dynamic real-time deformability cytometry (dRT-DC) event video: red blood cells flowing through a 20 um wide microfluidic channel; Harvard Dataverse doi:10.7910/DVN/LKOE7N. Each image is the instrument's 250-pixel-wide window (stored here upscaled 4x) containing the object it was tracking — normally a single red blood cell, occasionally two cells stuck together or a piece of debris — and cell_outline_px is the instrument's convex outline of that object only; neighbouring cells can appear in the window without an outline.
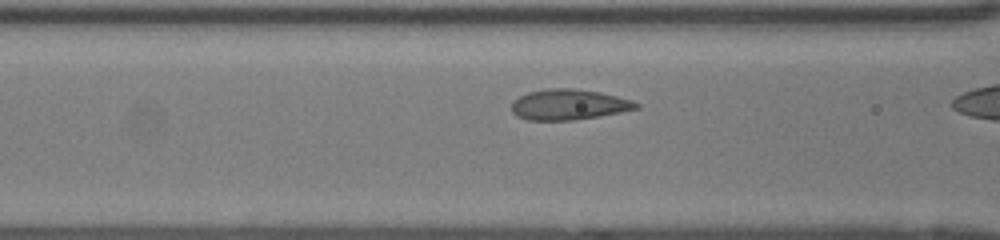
{"species": "human", "species_latin": "Homo sapiens", "temperature_condition": "room temperature", "stored_images_in_passage": 27, "camera_frame_rate_fps": 3000, "um_per_image_px": 0.085, "donor": {"sex": "female"}, "frame": {"image": 1, "passage_image": 7, "time_ms": 2.0, "image_size_px": [1000, 240], "cell_outline_px": [[640, 108], [600, 116], [572, 120], [528, 120], [516, 116], [512, 112], [512, 100], [528, 92], [548, 88], [572, 88], [600, 92], [632, 100], [640, 104]], "centroid_in_image_um": [48.34, 8.89], "position_along_channel_um": 118.3, "area_um2": 22.25}}
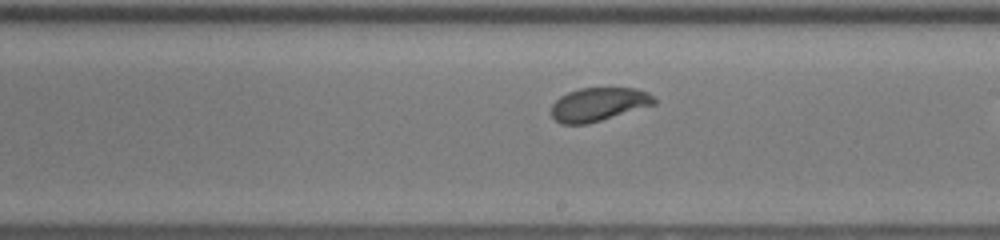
{"frame": {"image": 2, "passage_image": 16, "time_ms": 5.0, "image_size_px": [1000, 240], "cell_outline_px": [[656, 104], [588, 124], [560, 124], [552, 116], [552, 104], [560, 96], [568, 92], [580, 88], [636, 88], [648, 92], [656, 100]], "centroid_in_image_um": [50.88, 8.87], "position_along_channel_um": 238.1, "area_um2": 20.06}}
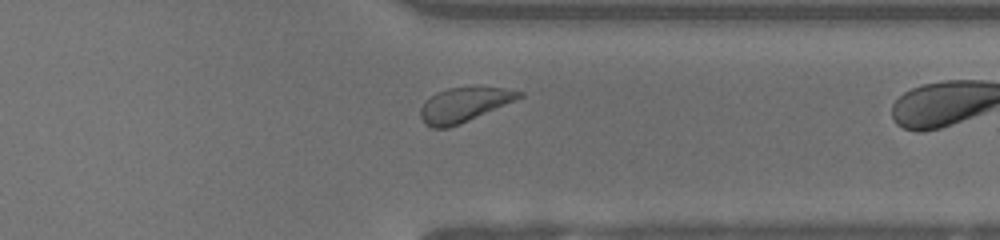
{"frame": {"image": 3, "passage_image": 26, "time_ms": 8.333, "image_size_px": [1000, 240], "cell_outline_px": [[524, 96], [460, 124], [448, 128], [432, 128], [424, 124], [420, 116], [420, 108], [424, 100], [436, 92], [448, 88], [504, 88], [524, 92]], "centroid_in_image_um": [39.38, 8.92], "position_along_channel_um": 372.0, "area_um2": 19.59}}